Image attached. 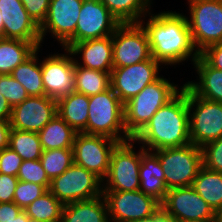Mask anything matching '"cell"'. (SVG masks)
I'll list each match as a JSON object with an SVG mask.
<instances>
[{
  "mask_svg": "<svg viewBox=\"0 0 222 222\" xmlns=\"http://www.w3.org/2000/svg\"><path fill=\"white\" fill-rule=\"evenodd\" d=\"M38 134L42 149L51 150L73 148L77 132L57 114Z\"/></svg>",
  "mask_w": 222,
  "mask_h": 222,
  "instance_id": "26",
  "label": "cell"
},
{
  "mask_svg": "<svg viewBox=\"0 0 222 222\" xmlns=\"http://www.w3.org/2000/svg\"><path fill=\"white\" fill-rule=\"evenodd\" d=\"M10 120H0V151L9 147Z\"/></svg>",
  "mask_w": 222,
  "mask_h": 222,
  "instance_id": "43",
  "label": "cell"
},
{
  "mask_svg": "<svg viewBox=\"0 0 222 222\" xmlns=\"http://www.w3.org/2000/svg\"><path fill=\"white\" fill-rule=\"evenodd\" d=\"M162 210L176 222L214 220V211L192 186L167 191Z\"/></svg>",
  "mask_w": 222,
  "mask_h": 222,
  "instance_id": "15",
  "label": "cell"
},
{
  "mask_svg": "<svg viewBox=\"0 0 222 222\" xmlns=\"http://www.w3.org/2000/svg\"><path fill=\"white\" fill-rule=\"evenodd\" d=\"M148 16V21L144 22ZM140 23L147 32L152 57L162 65L176 66L188 59L194 63L200 56L192 41L187 18L179 11L150 12Z\"/></svg>",
  "mask_w": 222,
  "mask_h": 222,
  "instance_id": "1",
  "label": "cell"
},
{
  "mask_svg": "<svg viewBox=\"0 0 222 222\" xmlns=\"http://www.w3.org/2000/svg\"><path fill=\"white\" fill-rule=\"evenodd\" d=\"M18 182L17 176L0 173V203L13 202Z\"/></svg>",
  "mask_w": 222,
  "mask_h": 222,
  "instance_id": "40",
  "label": "cell"
},
{
  "mask_svg": "<svg viewBox=\"0 0 222 222\" xmlns=\"http://www.w3.org/2000/svg\"><path fill=\"white\" fill-rule=\"evenodd\" d=\"M193 66L199 77L197 76V81H188L185 84L197 96L222 103V71L210 66L201 56Z\"/></svg>",
  "mask_w": 222,
  "mask_h": 222,
  "instance_id": "22",
  "label": "cell"
},
{
  "mask_svg": "<svg viewBox=\"0 0 222 222\" xmlns=\"http://www.w3.org/2000/svg\"><path fill=\"white\" fill-rule=\"evenodd\" d=\"M110 222H134L155 213L161 204L140 190L103 191Z\"/></svg>",
  "mask_w": 222,
  "mask_h": 222,
  "instance_id": "14",
  "label": "cell"
},
{
  "mask_svg": "<svg viewBox=\"0 0 222 222\" xmlns=\"http://www.w3.org/2000/svg\"><path fill=\"white\" fill-rule=\"evenodd\" d=\"M22 212L14 202L0 203V222H11Z\"/></svg>",
  "mask_w": 222,
  "mask_h": 222,
  "instance_id": "42",
  "label": "cell"
},
{
  "mask_svg": "<svg viewBox=\"0 0 222 222\" xmlns=\"http://www.w3.org/2000/svg\"><path fill=\"white\" fill-rule=\"evenodd\" d=\"M63 204L47 190L23 211L28 217L43 222H60Z\"/></svg>",
  "mask_w": 222,
  "mask_h": 222,
  "instance_id": "32",
  "label": "cell"
},
{
  "mask_svg": "<svg viewBox=\"0 0 222 222\" xmlns=\"http://www.w3.org/2000/svg\"><path fill=\"white\" fill-rule=\"evenodd\" d=\"M3 38L20 39L41 48L40 27L27 13L21 0H0Z\"/></svg>",
  "mask_w": 222,
  "mask_h": 222,
  "instance_id": "19",
  "label": "cell"
},
{
  "mask_svg": "<svg viewBox=\"0 0 222 222\" xmlns=\"http://www.w3.org/2000/svg\"><path fill=\"white\" fill-rule=\"evenodd\" d=\"M134 139L118 143L110 156L109 171L103 180V191L139 190V167L141 164V145L134 151Z\"/></svg>",
  "mask_w": 222,
  "mask_h": 222,
  "instance_id": "8",
  "label": "cell"
},
{
  "mask_svg": "<svg viewBox=\"0 0 222 222\" xmlns=\"http://www.w3.org/2000/svg\"><path fill=\"white\" fill-rule=\"evenodd\" d=\"M68 50L73 55L75 63L81 67L108 73L113 69L112 35L74 43ZM78 55L82 63L75 58Z\"/></svg>",
  "mask_w": 222,
  "mask_h": 222,
  "instance_id": "20",
  "label": "cell"
},
{
  "mask_svg": "<svg viewBox=\"0 0 222 222\" xmlns=\"http://www.w3.org/2000/svg\"><path fill=\"white\" fill-rule=\"evenodd\" d=\"M48 190L65 205L103 195V181L93 172L73 163L51 180Z\"/></svg>",
  "mask_w": 222,
  "mask_h": 222,
  "instance_id": "9",
  "label": "cell"
},
{
  "mask_svg": "<svg viewBox=\"0 0 222 222\" xmlns=\"http://www.w3.org/2000/svg\"><path fill=\"white\" fill-rule=\"evenodd\" d=\"M113 67H125L151 59L146 30L141 23H121L112 34Z\"/></svg>",
  "mask_w": 222,
  "mask_h": 222,
  "instance_id": "10",
  "label": "cell"
},
{
  "mask_svg": "<svg viewBox=\"0 0 222 222\" xmlns=\"http://www.w3.org/2000/svg\"><path fill=\"white\" fill-rule=\"evenodd\" d=\"M200 56L213 68L222 71V42L207 46Z\"/></svg>",
  "mask_w": 222,
  "mask_h": 222,
  "instance_id": "41",
  "label": "cell"
},
{
  "mask_svg": "<svg viewBox=\"0 0 222 222\" xmlns=\"http://www.w3.org/2000/svg\"><path fill=\"white\" fill-rule=\"evenodd\" d=\"M139 177V190L161 204L168 191L164 183L163 169L158 156L153 151L145 150L142 146Z\"/></svg>",
  "mask_w": 222,
  "mask_h": 222,
  "instance_id": "21",
  "label": "cell"
},
{
  "mask_svg": "<svg viewBox=\"0 0 222 222\" xmlns=\"http://www.w3.org/2000/svg\"><path fill=\"white\" fill-rule=\"evenodd\" d=\"M162 64L153 57L143 62L113 67L110 73V86L123 104L135 97L146 85L159 79Z\"/></svg>",
  "mask_w": 222,
  "mask_h": 222,
  "instance_id": "13",
  "label": "cell"
},
{
  "mask_svg": "<svg viewBox=\"0 0 222 222\" xmlns=\"http://www.w3.org/2000/svg\"><path fill=\"white\" fill-rule=\"evenodd\" d=\"M153 152L159 158L164 183L168 190L192 186L196 175L203 166L201 148L192 143Z\"/></svg>",
  "mask_w": 222,
  "mask_h": 222,
  "instance_id": "5",
  "label": "cell"
},
{
  "mask_svg": "<svg viewBox=\"0 0 222 222\" xmlns=\"http://www.w3.org/2000/svg\"><path fill=\"white\" fill-rule=\"evenodd\" d=\"M110 87V73L74 64V91L89 97Z\"/></svg>",
  "mask_w": 222,
  "mask_h": 222,
  "instance_id": "29",
  "label": "cell"
},
{
  "mask_svg": "<svg viewBox=\"0 0 222 222\" xmlns=\"http://www.w3.org/2000/svg\"><path fill=\"white\" fill-rule=\"evenodd\" d=\"M17 178L23 182H32L38 185H43L47 190L49 189L51 182L41 165L40 159L22 161L17 173Z\"/></svg>",
  "mask_w": 222,
  "mask_h": 222,
  "instance_id": "34",
  "label": "cell"
},
{
  "mask_svg": "<svg viewBox=\"0 0 222 222\" xmlns=\"http://www.w3.org/2000/svg\"><path fill=\"white\" fill-rule=\"evenodd\" d=\"M12 115V106L0 93V120H10Z\"/></svg>",
  "mask_w": 222,
  "mask_h": 222,
  "instance_id": "45",
  "label": "cell"
},
{
  "mask_svg": "<svg viewBox=\"0 0 222 222\" xmlns=\"http://www.w3.org/2000/svg\"><path fill=\"white\" fill-rule=\"evenodd\" d=\"M0 37H3V20L0 17Z\"/></svg>",
  "mask_w": 222,
  "mask_h": 222,
  "instance_id": "48",
  "label": "cell"
},
{
  "mask_svg": "<svg viewBox=\"0 0 222 222\" xmlns=\"http://www.w3.org/2000/svg\"><path fill=\"white\" fill-rule=\"evenodd\" d=\"M9 147L14 150L23 161L38 160L43 152L38 133L17 129L10 130Z\"/></svg>",
  "mask_w": 222,
  "mask_h": 222,
  "instance_id": "31",
  "label": "cell"
},
{
  "mask_svg": "<svg viewBox=\"0 0 222 222\" xmlns=\"http://www.w3.org/2000/svg\"><path fill=\"white\" fill-rule=\"evenodd\" d=\"M89 97L72 91L57 100V114L77 133L87 134Z\"/></svg>",
  "mask_w": 222,
  "mask_h": 222,
  "instance_id": "23",
  "label": "cell"
},
{
  "mask_svg": "<svg viewBox=\"0 0 222 222\" xmlns=\"http://www.w3.org/2000/svg\"><path fill=\"white\" fill-rule=\"evenodd\" d=\"M0 93L8 100L12 108L29 97L23 85L10 74H0Z\"/></svg>",
  "mask_w": 222,
  "mask_h": 222,
  "instance_id": "35",
  "label": "cell"
},
{
  "mask_svg": "<svg viewBox=\"0 0 222 222\" xmlns=\"http://www.w3.org/2000/svg\"><path fill=\"white\" fill-rule=\"evenodd\" d=\"M87 134L102 135L119 143L131 140L124 124V104L112 88L89 96Z\"/></svg>",
  "mask_w": 222,
  "mask_h": 222,
  "instance_id": "4",
  "label": "cell"
},
{
  "mask_svg": "<svg viewBox=\"0 0 222 222\" xmlns=\"http://www.w3.org/2000/svg\"><path fill=\"white\" fill-rule=\"evenodd\" d=\"M120 23H140L151 11L152 0H100ZM148 13V14H147Z\"/></svg>",
  "mask_w": 222,
  "mask_h": 222,
  "instance_id": "30",
  "label": "cell"
},
{
  "mask_svg": "<svg viewBox=\"0 0 222 222\" xmlns=\"http://www.w3.org/2000/svg\"><path fill=\"white\" fill-rule=\"evenodd\" d=\"M28 222H43V221L36 220V219L28 217Z\"/></svg>",
  "mask_w": 222,
  "mask_h": 222,
  "instance_id": "50",
  "label": "cell"
},
{
  "mask_svg": "<svg viewBox=\"0 0 222 222\" xmlns=\"http://www.w3.org/2000/svg\"><path fill=\"white\" fill-rule=\"evenodd\" d=\"M120 24L100 0H83L75 34L62 48L69 49L77 42L110 36Z\"/></svg>",
  "mask_w": 222,
  "mask_h": 222,
  "instance_id": "12",
  "label": "cell"
},
{
  "mask_svg": "<svg viewBox=\"0 0 222 222\" xmlns=\"http://www.w3.org/2000/svg\"><path fill=\"white\" fill-rule=\"evenodd\" d=\"M186 16L192 41L200 53L207 46L222 42V0H188Z\"/></svg>",
  "mask_w": 222,
  "mask_h": 222,
  "instance_id": "7",
  "label": "cell"
},
{
  "mask_svg": "<svg viewBox=\"0 0 222 222\" xmlns=\"http://www.w3.org/2000/svg\"><path fill=\"white\" fill-rule=\"evenodd\" d=\"M190 142L202 148L222 137V103L197 96L187 86Z\"/></svg>",
  "mask_w": 222,
  "mask_h": 222,
  "instance_id": "6",
  "label": "cell"
},
{
  "mask_svg": "<svg viewBox=\"0 0 222 222\" xmlns=\"http://www.w3.org/2000/svg\"><path fill=\"white\" fill-rule=\"evenodd\" d=\"M161 76L146 85L135 97L124 104V124L127 134L134 138L150 121L157 110L173 99L183 88Z\"/></svg>",
  "mask_w": 222,
  "mask_h": 222,
  "instance_id": "3",
  "label": "cell"
},
{
  "mask_svg": "<svg viewBox=\"0 0 222 222\" xmlns=\"http://www.w3.org/2000/svg\"><path fill=\"white\" fill-rule=\"evenodd\" d=\"M27 13L34 20V22L40 27L45 21L50 0H21Z\"/></svg>",
  "mask_w": 222,
  "mask_h": 222,
  "instance_id": "39",
  "label": "cell"
},
{
  "mask_svg": "<svg viewBox=\"0 0 222 222\" xmlns=\"http://www.w3.org/2000/svg\"><path fill=\"white\" fill-rule=\"evenodd\" d=\"M37 49L32 42L0 37V74H10Z\"/></svg>",
  "mask_w": 222,
  "mask_h": 222,
  "instance_id": "25",
  "label": "cell"
},
{
  "mask_svg": "<svg viewBox=\"0 0 222 222\" xmlns=\"http://www.w3.org/2000/svg\"><path fill=\"white\" fill-rule=\"evenodd\" d=\"M203 166L222 173V137L201 148Z\"/></svg>",
  "mask_w": 222,
  "mask_h": 222,
  "instance_id": "37",
  "label": "cell"
},
{
  "mask_svg": "<svg viewBox=\"0 0 222 222\" xmlns=\"http://www.w3.org/2000/svg\"><path fill=\"white\" fill-rule=\"evenodd\" d=\"M214 221L215 222H222V207L215 211Z\"/></svg>",
  "mask_w": 222,
  "mask_h": 222,
  "instance_id": "47",
  "label": "cell"
},
{
  "mask_svg": "<svg viewBox=\"0 0 222 222\" xmlns=\"http://www.w3.org/2000/svg\"><path fill=\"white\" fill-rule=\"evenodd\" d=\"M192 187L214 212L222 207V173L202 166Z\"/></svg>",
  "mask_w": 222,
  "mask_h": 222,
  "instance_id": "28",
  "label": "cell"
},
{
  "mask_svg": "<svg viewBox=\"0 0 222 222\" xmlns=\"http://www.w3.org/2000/svg\"><path fill=\"white\" fill-rule=\"evenodd\" d=\"M46 191L47 189L43 185L19 180L14 192L13 202L24 210Z\"/></svg>",
  "mask_w": 222,
  "mask_h": 222,
  "instance_id": "36",
  "label": "cell"
},
{
  "mask_svg": "<svg viewBox=\"0 0 222 222\" xmlns=\"http://www.w3.org/2000/svg\"><path fill=\"white\" fill-rule=\"evenodd\" d=\"M60 222H110L105 197L65 204Z\"/></svg>",
  "mask_w": 222,
  "mask_h": 222,
  "instance_id": "24",
  "label": "cell"
},
{
  "mask_svg": "<svg viewBox=\"0 0 222 222\" xmlns=\"http://www.w3.org/2000/svg\"><path fill=\"white\" fill-rule=\"evenodd\" d=\"M62 49L64 54H49L41 60L45 95L55 100L74 91V57L68 49Z\"/></svg>",
  "mask_w": 222,
  "mask_h": 222,
  "instance_id": "16",
  "label": "cell"
},
{
  "mask_svg": "<svg viewBox=\"0 0 222 222\" xmlns=\"http://www.w3.org/2000/svg\"><path fill=\"white\" fill-rule=\"evenodd\" d=\"M40 162L48 178L52 180L64 173L74 163L73 149L43 150Z\"/></svg>",
  "mask_w": 222,
  "mask_h": 222,
  "instance_id": "33",
  "label": "cell"
},
{
  "mask_svg": "<svg viewBox=\"0 0 222 222\" xmlns=\"http://www.w3.org/2000/svg\"><path fill=\"white\" fill-rule=\"evenodd\" d=\"M11 222H28V216L27 214L23 211L20 215L16 217L15 220Z\"/></svg>",
  "mask_w": 222,
  "mask_h": 222,
  "instance_id": "46",
  "label": "cell"
},
{
  "mask_svg": "<svg viewBox=\"0 0 222 222\" xmlns=\"http://www.w3.org/2000/svg\"><path fill=\"white\" fill-rule=\"evenodd\" d=\"M118 143L102 135L77 133L72 148L74 164L93 172L103 181L109 171L111 153Z\"/></svg>",
  "mask_w": 222,
  "mask_h": 222,
  "instance_id": "11",
  "label": "cell"
},
{
  "mask_svg": "<svg viewBox=\"0 0 222 222\" xmlns=\"http://www.w3.org/2000/svg\"><path fill=\"white\" fill-rule=\"evenodd\" d=\"M22 158L10 147L0 151V173L17 176Z\"/></svg>",
  "mask_w": 222,
  "mask_h": 222,
  "instance_id": "38",
  "label": "cell"
},
{
  "mask_svg": "<svg viewBox=\"0 0 222 222\" xmlns=\"http://www.w3.org/2000/svg\"><path fill=\"white\" fill-rule=\"evenodd\" d=\"M83 0H50L45 21L40 26L41 43L51 33L63 47L75 34Z\"/></svg>",
  "mask_w": 222,
  "mask_h": 222,
  "instance_id": "17",
  "label": "cell"
},
{
  "mask_svg": "<svg viewBox=\"0 0 222 222\" xmlns=\"http://www.w3.org/2000/svg\"><path fill=\"white\" fill-rule=\"evenodd\" d=\"M39 51L40 48L10 73L15 80L23 85L29 96L45 95L41 61L38 58L40 57L38 56Z\"/></svg>",
  "mask_w": 222,
  "mask_h": 222,
  "instance_id": "27",
  "label": "cell"
},
{
  "mask_svg": "<svg viewBox=\"0 0 222 222\" xmlns=\"http://www.w3.org/2000/svg\"><path fill=\"white\" fill-rule=\"evenodd\" d=\"M133 139L147 151L191 143L186 84L173 99L157 110Z\"/></svg>",
  "mask_w": 222,
  "mask_h": 222,
  "instance_id": "2",
  "label": "cell"
},
{
  "mask_svg": "<svg viewBox=\"0 0 222 222\" xmlns=\"http://www.w3.org/2000/svg\"><path fill=\"white\" fill-rule=\"evenodd\" d=\"M134 222H176L173 220L167 213H165L160 207L155 213L152 215L145 217L143 219H139Z\"/></svg>",
  "mask_w": 222,
  "mask_h": 222,
  "instance_id": "44",
  "label": "cell"
},
{
  "mask_svg": "<svg viewBox=\"0 0 222 222\" xmlns=\"http://www.w3.org/2000/svg\"><path fill=\"white\" fill-rule=\"evenodd\" d=\"M57 115V100L42 96H29L12 108L11 129L38 133Z\"/></svg>",
  "mask_w": 222,
  "mask_h": 222,
  "instance_id": "18",
  "label": "cell"
},
{
  "mask_svg": "<svg viewBox=\"0 0 222 222\" xmlns=\"http://www.w3.org/2000/svg\"><path fill=\"white\" fill-rule=\"evenodd\" d=\"M187 222H215V221L214 220L200 219V220H193V221H187Z\"/></svg>",
  "mask_w": 222,
  "mask_h": 222,
  "instance_id": "49",
  "label": "cell"
}]
</instances>
